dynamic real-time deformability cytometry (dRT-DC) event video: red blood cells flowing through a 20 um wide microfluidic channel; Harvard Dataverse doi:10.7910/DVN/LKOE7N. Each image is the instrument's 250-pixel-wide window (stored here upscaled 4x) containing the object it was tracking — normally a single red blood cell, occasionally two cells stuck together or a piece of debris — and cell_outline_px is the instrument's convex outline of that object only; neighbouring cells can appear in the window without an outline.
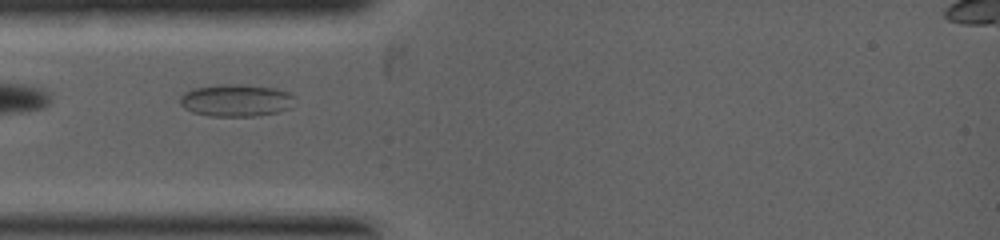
{"species": "common noctule bat (a hibernating species)", "species_latin": "Nyctalus noctula", "temperature_condition": "warm", "stored_images_in_passage": 4, "camera_frame_rate_fps": 5000, "um_per_image_px": 0.085, "animal": {"sex": "female", "body_mass_g": 19.0, "forearm_length_mm": 53.3}, "frame": {"image": 1, "passage_image": 3, "time_ms": 0.6, "image_size_px": [1000, 240], "cell_outline_px": [[296, 96], [288, 108], [276, 112], [252, 116], [208, 116], [192, 112], [184, 108], [180, 104], [180, 96], [184, 92], [192, 88], [224, 84], [240, 84], [276, 88], [288, 92]], "centroid_in_image_um": [20.02, 8.52], "position_along_channel_um": 65.0, "area_um2": 21.56}}